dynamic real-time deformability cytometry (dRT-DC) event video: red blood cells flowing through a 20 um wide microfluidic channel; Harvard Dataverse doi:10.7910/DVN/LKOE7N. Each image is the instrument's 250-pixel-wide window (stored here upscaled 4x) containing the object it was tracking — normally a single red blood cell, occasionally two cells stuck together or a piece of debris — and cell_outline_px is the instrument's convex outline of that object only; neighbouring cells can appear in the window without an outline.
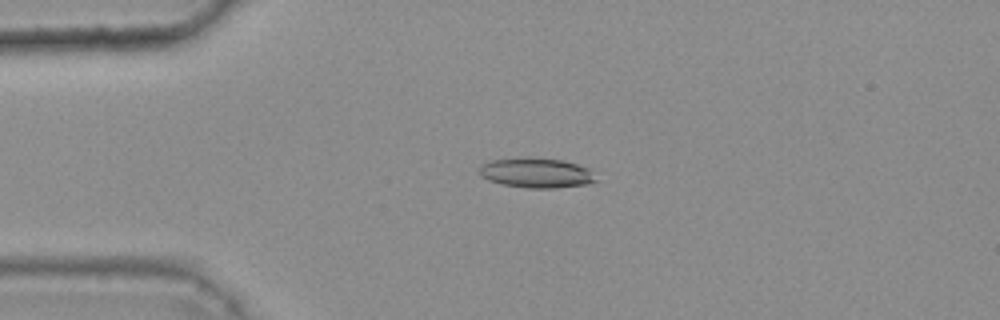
{"species": "common noctule bat (a hibernating species)", "species_latin": "Nyctalus noctula", "temperature_condition": "warm", "stored_images_in_passage": 45, "camera_frame_rate_fps": 3000, "um_per_image_px": 0.085, "animal": {"sex": "female", "body_mass_g": 25.1}, "frame": {"image": 1, "passage_image": 12, "time_ms": 3.667, "image_size_px": [1000, 320], "cell_outline_px": [[596, 180], [588, 184], [556, 188], [528, 188], [504, 184], [488, 180], [480, 176], [480, 164], [488, 160], [528, 156], [564, 160], [588, 168]], "centroid_in_image_um": [45.54, 14.67], "position_along_channel_um": 39.5, "area_um2": 20.52}}
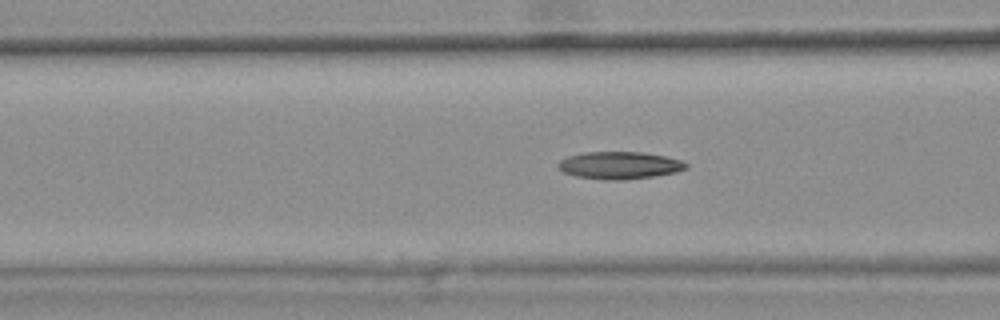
{"frame": {"image": 2, "passage_image": 20, "time_ms": 6.333, "image_size_px": [1000, 320], "cell_outline_px": [[688, 168], [676, 172], [652, 176], [624, 180], [604, 180], [576, 176], [564, 172], [556, 168], [556, 164], [560, 160], [568, 156], [584, 152], [640, 152], [664, 156], [680, 160], [688, 164]], "centroid_in_image_um": [52.62, 14.05], "position_along_channel_um": 114.0, "area_um2": 20.4}}
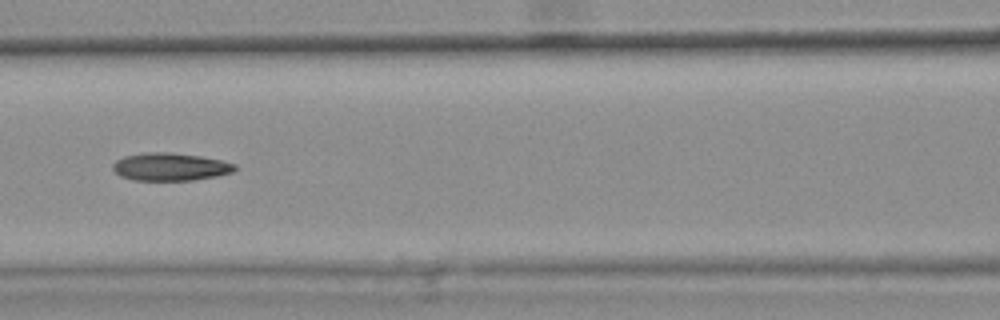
{"frame": {"image": 3, "passage_image": 23, "time_ms": 7.333, "image_size_px": [1000, 320], "cell_outline_px": [[236, 168], [232, 172], [216, 176], [192, 180], [136, 180], [120, 176], [112, 168], [112, 164], [116, 160], [124, 156], [144, 152], [172, 152], [200, 156], [220, 160], [236, 164]], "centroid_in_image_um": [14.45, 14.17], "position_along_channel_um": 152.2, "area_um2": 19.71}, "authors_computed_cell_mechanics": {"area_um2": 19.9988, "velocity_mm_per_s": 3.8137, "shape_relaxation_time_tau1_ms": null, "shape_relaxation_time_tau2_ms": 5.846, "deformation_change_tau1": null, "deformation_change_tau2": 0.161}}